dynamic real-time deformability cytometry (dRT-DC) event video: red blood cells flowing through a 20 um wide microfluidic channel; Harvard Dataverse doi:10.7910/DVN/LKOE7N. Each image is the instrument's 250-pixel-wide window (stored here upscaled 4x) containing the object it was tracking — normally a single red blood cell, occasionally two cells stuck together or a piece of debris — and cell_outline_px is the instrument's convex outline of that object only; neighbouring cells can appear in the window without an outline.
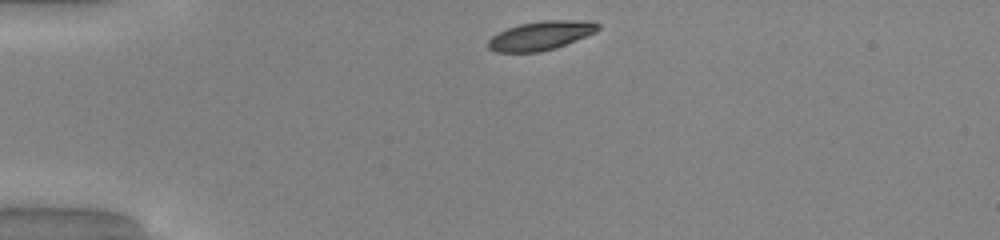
{"species": "common noctule bat (a hibernating species)", "species_latin": "Nyctalus noctula", "temperature_condition": "warm", "stored_images_in_passage": 32, "camera_frame_rate_fps": 3000, "um_per_image_px": 0.085, "animal": {"sex": "male", "body_mass_g": 20.0, "forearm_length_mm": 53.3}, "frame": {"image": 1, "passage_image": 1, "time_ms": 0.0, "image_size_px": [1000, 240], "cell_outline_px": [[600, 28], [596, 32], [556, 48], [540, 52], [496, 52], [488, 48], [488, 40], [492, 36], [508, 28], [520, 24], [544, 20], [592, 20], [600, 24]], "centroid_in_image_um": [46.01, 3.02], "position_along_channel_um": 39.0, "area_um2": 18.55}}
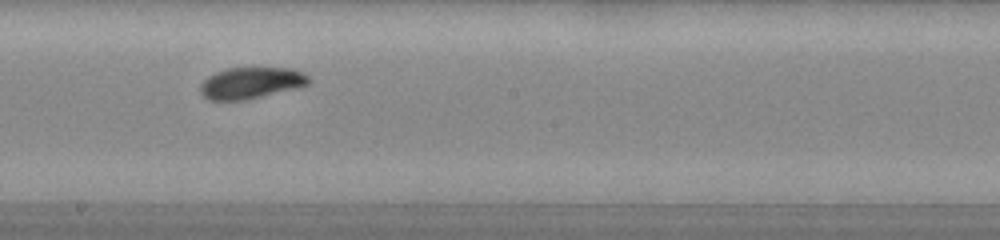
{"frame": {"image": 2, "passage_image": 18, "time_ms": 5.667, "image_size_px": [1000, 240], "cell_outline_px": [[312, 80], [308, 84], [244, 100], [208, 100], [200, 92], [200, 84], [208, 76], [216, 72], [228, 68], [292, 68], [308, 76]], "centroid_in_image_um": [21.29, 7.04], "position_along_channel_um": 226.9, "area_um2": 19.48}}
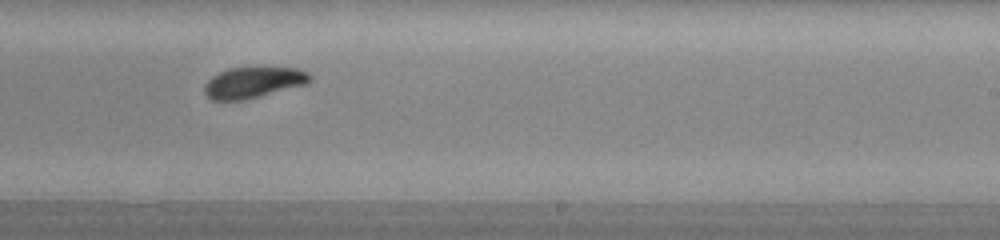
{"frame": {"image": 3, "passage_image": 21, "time_ms": 6.667, "image_size_px": [1000, 240], "cell_outline_px": [[312, 80], [304, 84], [244, 100], [212, 100], [204, 92], [204, 84], [212, 76], [228, 68], [260, 64], [300, 68], [308, 72], [312, 76]], "centroid_in_image_um": [21.56, 6.93], "position_along_channel_um": 267.4, "area_um2": 19.83}, "authors_computed_cell_mechanics": {"area_um2": 19.5942, "velocity_mm_per_s": 4.0808, "shape_relaxation_time_tau1_ms": 2.7413, "shape_relaxation_time_tau2_ms": 2.2821, "deformation_change_tau1": 0.1171, "deformation_change_tau2": 0.0568}}